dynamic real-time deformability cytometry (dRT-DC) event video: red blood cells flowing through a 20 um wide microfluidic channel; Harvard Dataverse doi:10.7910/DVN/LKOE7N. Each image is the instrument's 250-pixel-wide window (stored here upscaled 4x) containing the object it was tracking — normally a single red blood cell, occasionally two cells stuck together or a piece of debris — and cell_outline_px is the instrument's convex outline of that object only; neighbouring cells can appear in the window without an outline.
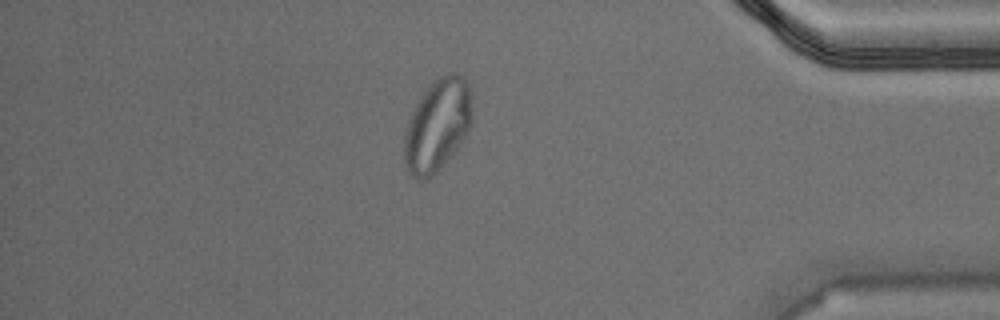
{"species": "Egyptian fruit bat (a non-hibernating species)", "species_latin": "Rousettus aegyptiacus", "temperature_condition": "warm", "stored_images_in_passage": 43, "camera_frame_rate_fps": 3000, "um_per_image_px": 0.085, "animal": {"sex": "male"}, "frame": {"image": 1, "passage_image": 37, "time_ms": 12.0, "image_size_px": [1000, 320], "cell_outline_px": [[472, 124], [468, 132], [456, 148], [440, 168], [428, 180], [420, 180], [412, 176], [408, 172], [404, 164], [404, 132], [412, 112], [416, 104], [424, 92], [440, 76], [448, 72], [456, 72], [464, 76], [468, 84], [472, 100]], "centroid_in_image_um": [37.19, 10.64], "position_along_channel_um": 398.0, "area_um2": 36.53}}